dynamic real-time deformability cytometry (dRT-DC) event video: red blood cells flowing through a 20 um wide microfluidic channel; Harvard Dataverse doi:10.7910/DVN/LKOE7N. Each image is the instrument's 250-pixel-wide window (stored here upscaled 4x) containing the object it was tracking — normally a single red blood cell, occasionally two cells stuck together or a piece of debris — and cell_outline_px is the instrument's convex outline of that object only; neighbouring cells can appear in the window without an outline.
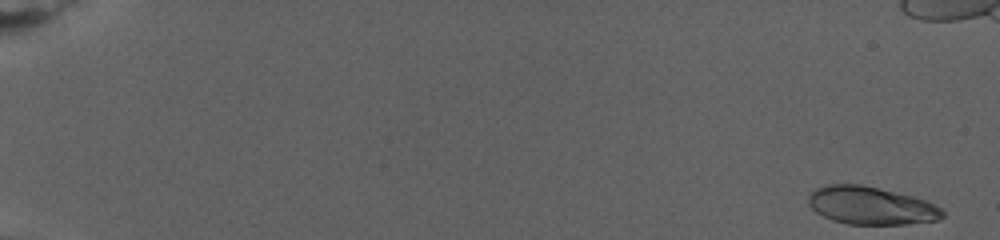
{"species": "human", "species_latin": "Homo sapiens", "temperature_condition": "warm", "stored_images_in_passage": 76, "camera_frame_rate_fps": 3000, "um_per_image_px": 0.085, "donor": {"sex": "female"}, "frame": {"image": 1, "passage_image": 1, "time_ms": 0.0, "image_size_px": [1000, 240], "cell_outline_px": [[944, 216], [936, 220], [908, 224], [848, 224], [832, 220], [816, 212], [808, 204], [808, 196], [816, 188], [824, 184], [860, 184], [912, 196], [924, 200], [940, 208], [944, 212]], "centroid_in_image_um": [73.99, 17.47], "position_along_channel_um": 11.0, "area_um2": 29.36}}
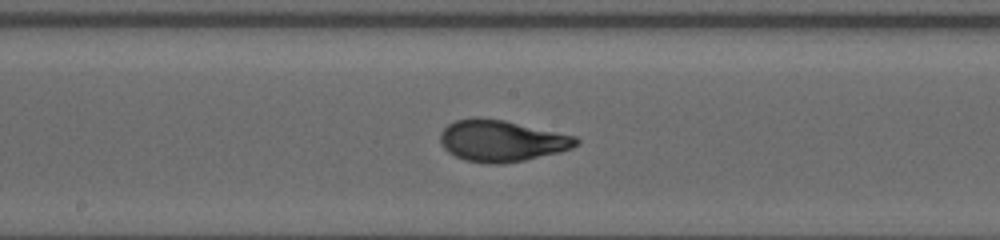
{"frame": {"image": 2, "passage_image": 49, "time_ms": 15.0, "image_size_px": [1000, 240], "cell_outline_px": [[580, 144], [572, 148], [560, 152], [524, 160], [504, 164], [488, 164], [464, 160], [448, 152], [440, 144], [440, 132], [448, 124], [456, 120], [476, 116], [480, 116], [504, 120], [576, 136], [580, 140]], "centroid_in_image_um": [42.63, 11.96], "position_along_channel_um": 205.6, "area_um2": 33.18}}
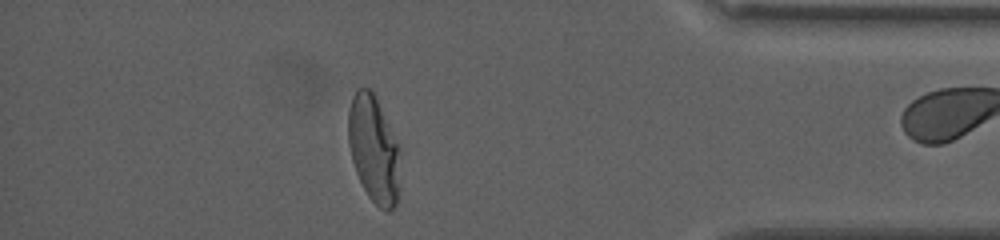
{"frame": {"image": 3, "passage_image": 75, "time_ms": 23.667, "image_size_px": [1000, 240], "cell_outline_px": [[400, 188], [396, 204], [388, 212], [380, 208], [368, 196], [356, 172], [352, 160], [348, 144], [348, 108], [352, 96], [356, 88], [372, 88], [400, 144]], "centroid_in_image_um": [31.79, 12.64], "position_along_channel_um": 403.4, "area_um2": 33.23}}